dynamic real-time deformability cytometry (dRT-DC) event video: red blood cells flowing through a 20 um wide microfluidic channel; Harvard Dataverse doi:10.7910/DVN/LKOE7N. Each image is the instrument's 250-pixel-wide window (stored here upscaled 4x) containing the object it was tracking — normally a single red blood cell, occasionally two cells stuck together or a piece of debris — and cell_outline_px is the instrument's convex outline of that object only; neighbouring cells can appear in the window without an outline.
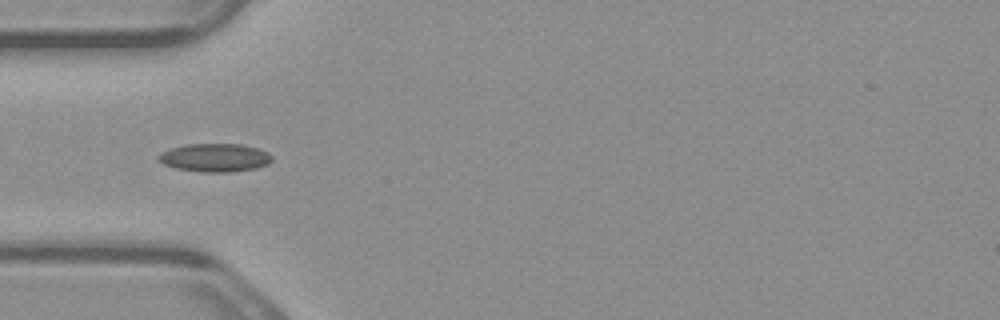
{"species": "common noctule bat (a hibernating species)", "species_latin": "Nyctalus noctula", "temperature_condition": "warm", "stored_images_in_passage": 6, "camera_frame_rate_fps": 3000, "um_per_image_px": 0.085, "animal": {"sex": "male", "body_mass_g": 23.1, "forearm_length_mm": 52.7}, "frame": {"image": 1, "passage_image": 5, "time_ms": 1.333, "image_size_px": [1000, 320], "cell_outline_px": [[272, 160], [268, 164], [256, 168], [228, 172], [204, 172], [176, 168], [164, 164], [156, 160], [156, 156], [160, 152], [172, 148], [188, 144], [240, 144], [256, 148], [268, 152], [272, 156]], "centroid_in_image_um": [18.24, 13.4], "position_along_channel_um": 66.8, "area_um2": 18.67}}
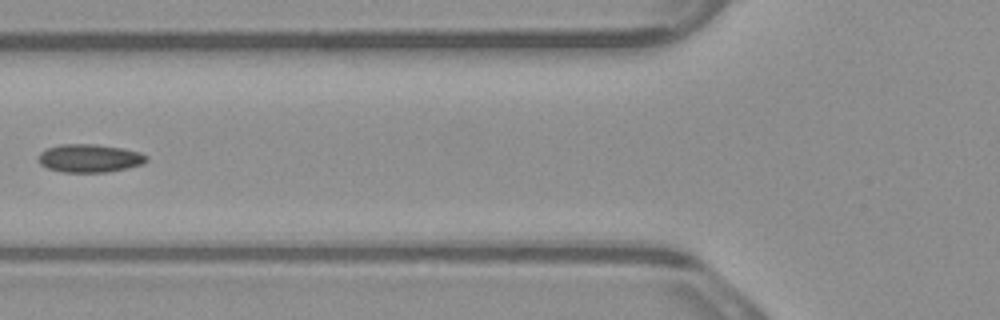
{"frame": {"image": 2, "passage_image": 6, "time_ms": 1.667, "image_size_px": [1000, 320], "cell_outline_px": [[148, 160], [144, 164], [128, 168], [108, 172], [64, 172], [48, 168], [40, 164], [36, 160], [36, 156], [40, 152], [48, 148], [60, 144], [96, 144], [124, 148], [140, 152], [148, 156]], "centroid_in_image_um": [7.62, 13.45], "position_along_channel_um": 118.2, "area_um2": 18.03}}